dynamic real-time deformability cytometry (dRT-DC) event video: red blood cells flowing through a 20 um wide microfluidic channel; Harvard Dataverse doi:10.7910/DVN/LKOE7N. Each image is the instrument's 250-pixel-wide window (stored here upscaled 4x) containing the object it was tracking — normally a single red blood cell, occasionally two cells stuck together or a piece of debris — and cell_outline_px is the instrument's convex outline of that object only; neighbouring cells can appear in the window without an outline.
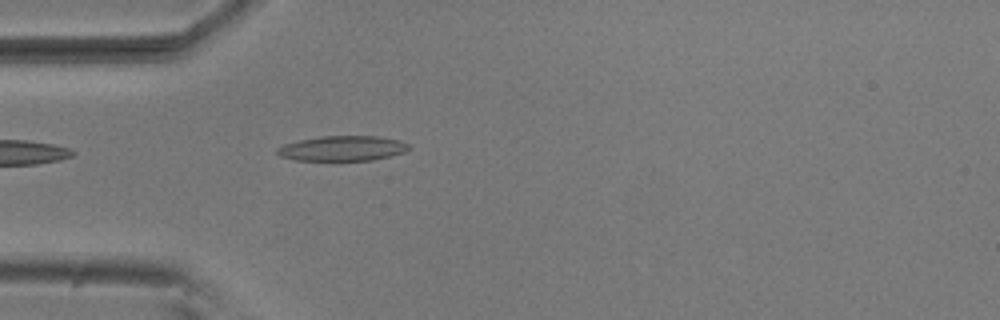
{"species": "common noctule bat (a hibernating species)", "species_latin": "Nyctalus noctula", "temperature_condition": "room temperature", "stored_images_in_passage": 35, "camera_frame_rate_fps": 3000, "um_per_image_px": 0.085, "animal": {"sex": "male", "body_mass_g": 20.5, "forearm_length_mm": 52.5}, "frame": {"image": 1, "passage_image": 1, "time_ms": 0.0, "image_size_px": [1000, 320], "cell_outline_px": [[412, 148], [404, 152], [372, 160], [296, 160], [280, 156], [276, 152], [276, 148], [284, 144], [300, 140], [320, 136], [380, 136], [400, 140], [408, 144]], "centroid_in_image_um": [29.12, 12.6], "position_along_channel_um": 55.9, "area_um2": 19.19}}
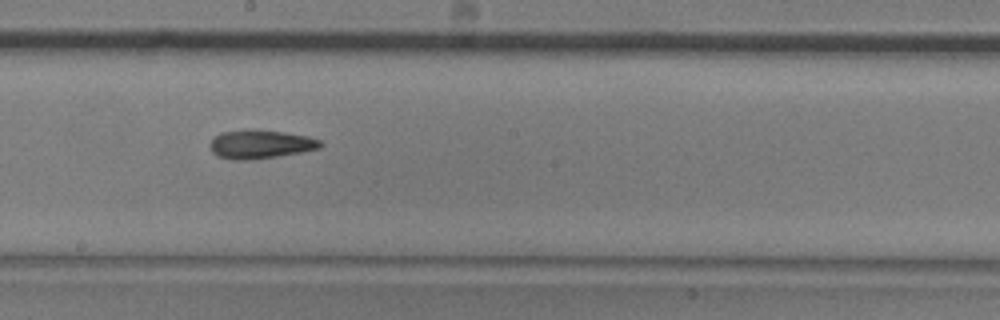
{"frame": {"image": 2, "passage_image": 15, "time_ms": 4.667, "image_size_px": [1000, 320], "cell_outline_px": [[324, 144], [320, 148], [300, 152], [276, 156], [244, 160], [232, 160], [216, 156], [212, 152], [208, 144], [220, 132], [244, 128], [284, 132], [308, 136], [320, 140]], "centroid_in_image_um": [22.09, 12.24], "position_along_channel_um": 226.1, "area_um2": 18.61}}
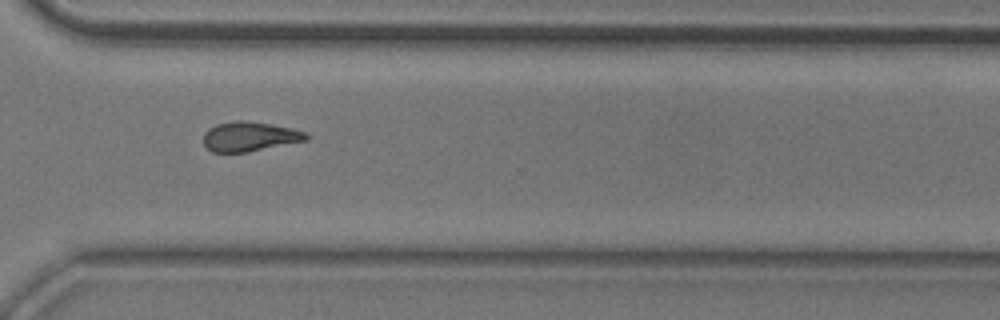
{"frame": {"image": 3, "passage_image": 25, "time_ms": 8.0, "image_size_px": [1000, 320], "cell_outline_px": [[308, 140], [248, 152], [212, 152], [204, 144], [204, 132], [208, 128], [216, 124], [236, 120], [240, 120], [272, 124], [292, 128], [304, 132], [308, 136]], "centroid_in_image_um": [21.21, 11.6], "position_along_channel_um": 349.4, "area_um2": 17.69}, "authors_computed_cell_mechanics": {"area_um2": 17.8602, "velocity_mm_per_s": 3.7174, "shape_relaxation_time_tau1_ms": 7.0792, "shape_relaxation_time_tau2_ms": 4.1187, "deformation_change_tau1": 0.1751, "deformation_change_tau2": 0.1192}}